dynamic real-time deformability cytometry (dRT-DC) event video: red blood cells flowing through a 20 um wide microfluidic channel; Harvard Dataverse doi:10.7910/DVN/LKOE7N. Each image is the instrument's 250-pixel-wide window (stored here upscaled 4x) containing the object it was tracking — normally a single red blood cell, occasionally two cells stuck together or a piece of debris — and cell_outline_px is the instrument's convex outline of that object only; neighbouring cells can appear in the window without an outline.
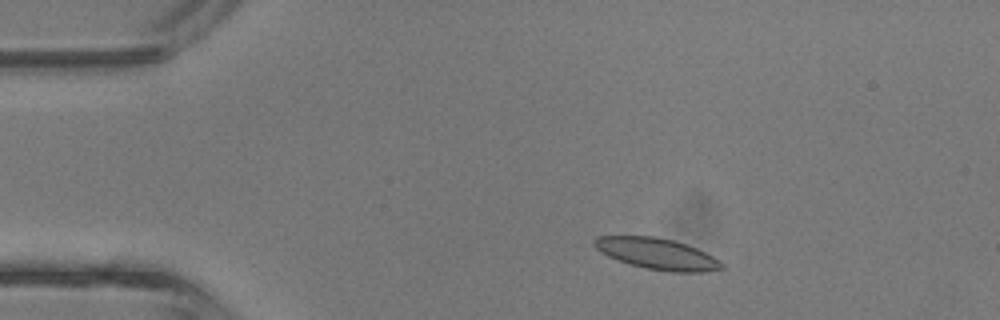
{"species": "common noctule bat (a hibernating species)", "species_latin": "Nyctalus noctula", "temperature_condition": "room temperature", "stored_images_in_passage": 3, "camera_frame_rate_fps": 3000, "um_per_image_px": 0.085, "animal": {"sex": "male", "body_mass_g": 13.3}, "frame": {"image": 1, "passage_image": 2, "time_ms": 0.333, "image_size_px": [1000, 320], "cell_outline_px": [[724, 268], [704, 272], [668, 272], [648, 268], [632, 264], [608, 256], [600, 252], [592, 244], [592, 240], [596, 236], [652, 236], [672, 240], [696, 248], [720, 260], [724, 264]], "centroid_in_image_um": [55.84, 21.57], "position_along_channel_um": 29.2, "area_um2": 22.95}}